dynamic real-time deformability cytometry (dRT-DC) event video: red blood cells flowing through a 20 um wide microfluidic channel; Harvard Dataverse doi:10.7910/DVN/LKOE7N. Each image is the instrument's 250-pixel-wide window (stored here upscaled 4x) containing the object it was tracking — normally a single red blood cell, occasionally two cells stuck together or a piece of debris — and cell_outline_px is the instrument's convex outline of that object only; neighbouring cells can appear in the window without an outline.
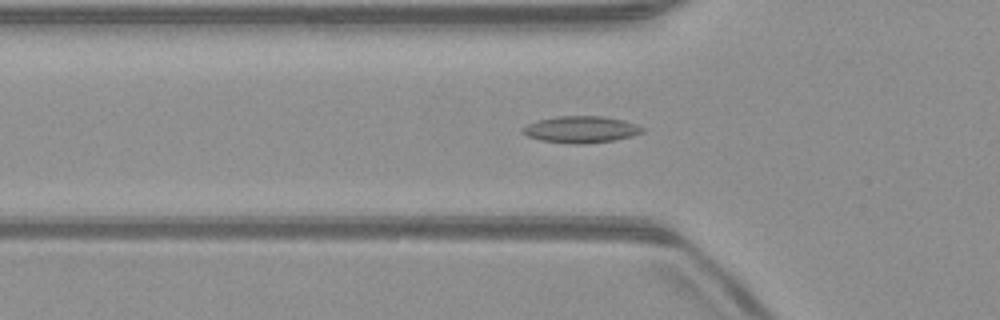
{"species": "common noctule bat (a hibernating species)", "species_latin": "Nyctalus noctula", "temperature_condition": "warm", "stored_images_in_passage": 50, "camera_frame_rate_fps": 3000, "um_per_image_px": 0.085, "animal": {"sex": "male", "body_mass_g": 23.1, "forearm_length_mm": 52.7}, "frame": {"image": 1, "passage_image": 16, "time_ms": 5.0, "image_size_px": [1000, 320], "cell_outline_px": [[644, 132], [632, 136], [612, 140], [584, 144], [572, 144], [540, 140], [528, 136], [520, 132], [520, 128], [536, 120], [556, 116], [604, 116], [624, 120], [636, 124], [644, 128]], "centroid_in_image_um": [49.35, 11.0], "position_along_channel_um": 76.4, "area_um2": 18.79}}
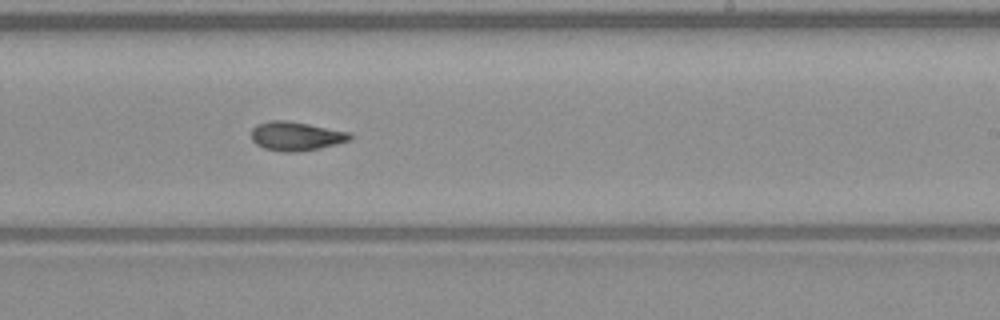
{"frame": {"image": 2, "passage_image": 30, "time_ms": 9.667, "image_size_px": [1000, 320], "cell_outline_px": [[352, 136], [348, 140], [336, 144], [320, 148], [292, 152], [284, 152], [264, 148], [256, 144], [252, 140], [252, 128], [256, 124], [268, 120], [288, 120], [352, 132]], "centroid_in_image_um": [25.15, 11.55], "position_along_channel_um": 263.9, "area_um2": 16.7}}
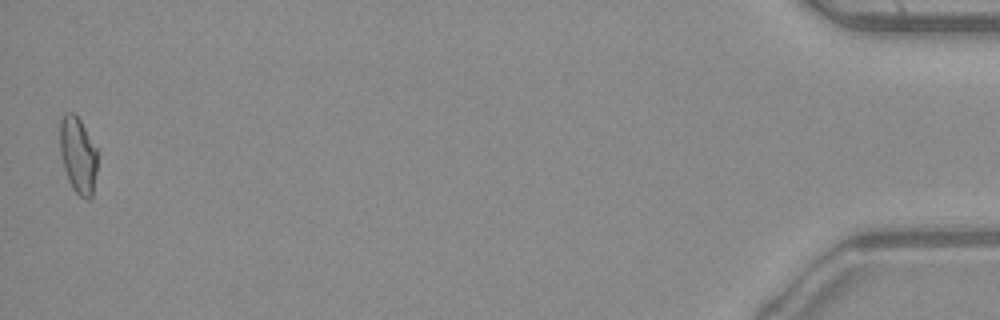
{"frame": {"image": 3, "passage_image": 50, "time_ms": 16.333, "image_size_px": [1000, 320], "cell_outline_px": [[96, 172], [92, 196], [88, 200], [80, 196], [72, 188], [68, 180], [64, 168], [60, 152], [60, 120], [68, 112], [72, 112], [80, 120], [96, 148]], "centroid_in_image_um": [6.62, 13.21], "position_along_channel_um": 428.6, "area_um2": 16.42}, "authors_computed_cell_mechanics": {"area_um2": 16.6753, "velocity_mm_per_s": 3.9926, "shape_relaxation_time_tau1_ms": null, "shape_relaxation_time_tau2_ms": 3.4654, "deformation_change_tau1": null, "deformation_change_tau2": 0.1004}}